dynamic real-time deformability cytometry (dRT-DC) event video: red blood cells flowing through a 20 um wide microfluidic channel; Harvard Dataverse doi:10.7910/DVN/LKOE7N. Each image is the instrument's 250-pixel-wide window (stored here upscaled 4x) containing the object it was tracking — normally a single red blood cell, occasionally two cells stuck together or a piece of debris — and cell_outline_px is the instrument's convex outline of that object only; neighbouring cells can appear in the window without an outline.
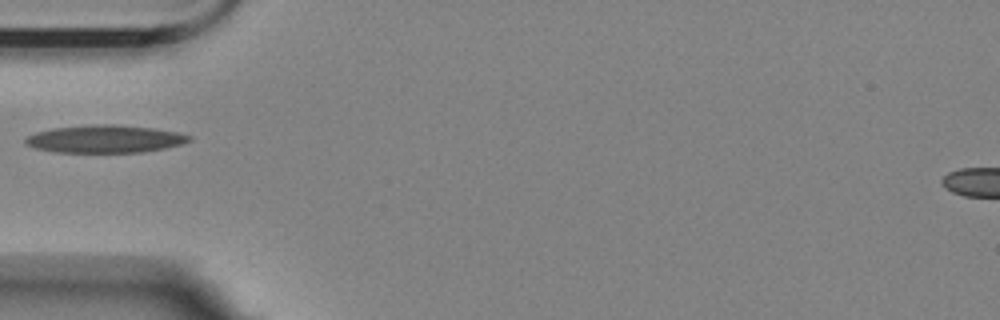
{"species": "Egyptian fruit bat (a non-hibernating species)", "species_latin": "Rousettus aegyptiacus", "temperature_condition": "room temperature", "stored_images_in_passage": 2, "camera_frame_rate_fps": 3000, "um_per_image_px": 0.085, "animal": {"sex": "female"}, "frame": {"image": 1, "passage_image": 2, "time_ms": 2.667, "image_size_px": [1000, 320], "cell_outline_px": [[192, 140], [184, 144], [144, 152], [56, 152], [36, 148], [24, 144], [24, 140], [28, 136], [36, 132], [52, 128], [96, 124], [116, 124], [156, 128], [176, 132], [192, 136]], "centroid_in_image_um": [8.96, 11.8], "position_along_channel_um": 76.0, "area_um2": 26.53}}